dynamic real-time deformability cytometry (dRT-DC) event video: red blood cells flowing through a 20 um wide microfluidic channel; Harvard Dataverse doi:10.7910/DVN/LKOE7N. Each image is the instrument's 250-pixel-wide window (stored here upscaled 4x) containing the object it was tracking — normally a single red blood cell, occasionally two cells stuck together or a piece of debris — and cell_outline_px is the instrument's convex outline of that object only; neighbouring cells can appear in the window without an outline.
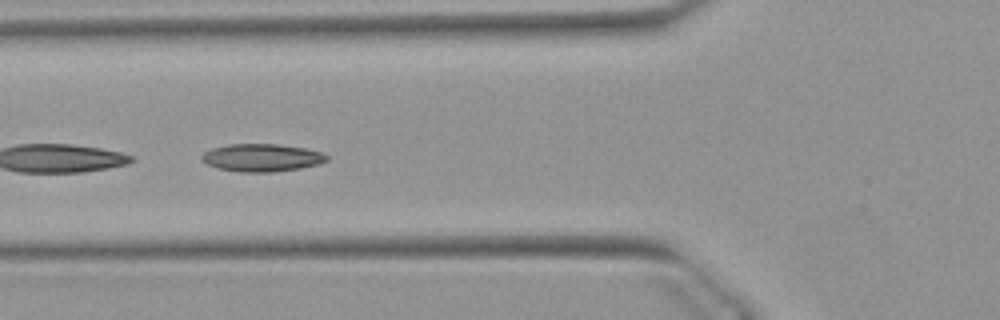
{"species": "Egyptian fruit bat (a non-hibernating species)", "species_latin": "Rousettus aegyptiacus", "temperature_condition": "warm", "stored_images_in_passage": 12, "camera_frame_rate_fps": 3000, "um_per_image_px": 0.085, "animal": {"sex": "female"}, "frame": {"image": 1, "passage_image": 6, "time_ms": 1.667, "image_size_px": [1000, 320], "cell_outline_px": [[328, 160], [320, 164], [300, 168], [272, 172], [240, 172], [216, 168], [200, 160], [200, 156], [204, 152], [212, 148], [228, 144], [276, 144], [304, 148], [324, 152], [328, 156]], "centroid_in_image_um": [22.25, 13.4], "position_along_channel_um": 103.6, "area_um2": 20.35}}